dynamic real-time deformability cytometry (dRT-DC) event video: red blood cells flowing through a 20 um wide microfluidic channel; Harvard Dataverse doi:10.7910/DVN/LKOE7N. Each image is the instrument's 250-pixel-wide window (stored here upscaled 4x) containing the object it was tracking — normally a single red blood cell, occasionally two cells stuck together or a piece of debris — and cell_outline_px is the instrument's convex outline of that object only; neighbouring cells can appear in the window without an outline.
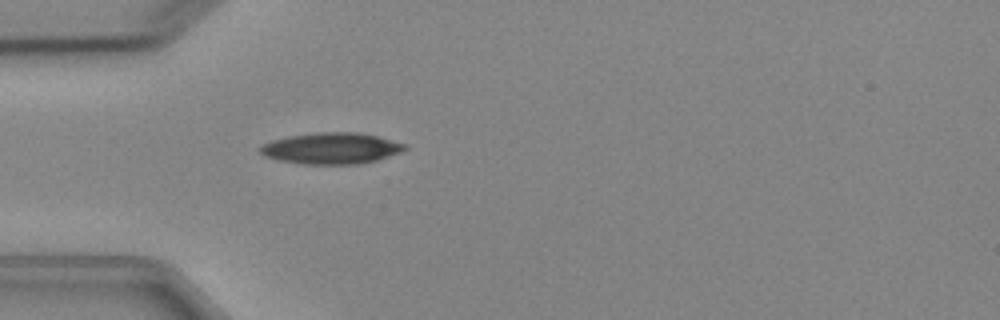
{"species": "Egyptian fruit bat (a non-hibernating species)", "species_latin": "Rousettus aegyptiacus", "temperature_condition": "cold", "stored_images_in_passage": 5, "camera_frame_rate_fps": 3000, "um_per_image_px": 0.085, "animal": {"sex": "female"}, "frame": {"image": 1, "passage_image": 5, "time_ms": 4.667, "image_size_px": [1000, 320], "cell_outline_px": [[408, 148], [400, 152], [376, 160], [360, 164], [304, 164], [280, 160], [264, 156], [260, 152], [260, 148], [264, 144], [272, 140], [288, 136], [320, 132], [356, 132], [376, 136], [408, 144]], "centroid_in_image_um": [28.19, 12.6], "position_along_channel_um": 56.8, "area_um2": 26.18}}